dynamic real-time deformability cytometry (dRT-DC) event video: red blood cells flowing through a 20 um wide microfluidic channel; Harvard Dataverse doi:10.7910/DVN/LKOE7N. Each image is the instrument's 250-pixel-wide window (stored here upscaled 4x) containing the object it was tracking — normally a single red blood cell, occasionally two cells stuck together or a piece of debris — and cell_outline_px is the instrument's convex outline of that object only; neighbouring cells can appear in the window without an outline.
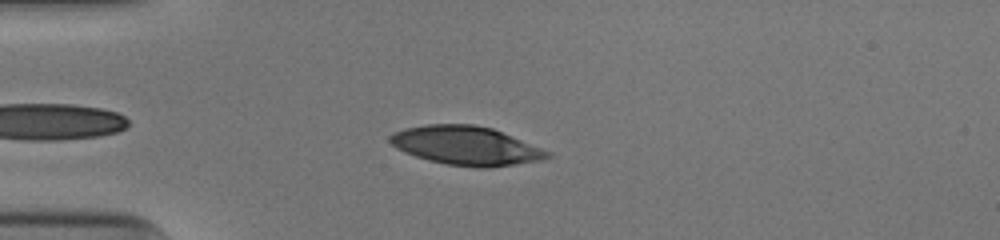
{"species": "human", "species_latin": "Homo sapiens", "temperature_condition": "cold", "stored_images_in_passage": 41, "camera_frame_rate_fps": 3000, "um_per_image_px": 0.085, "donor": {"sex": "male"}, "frame": {"image": 1, "passage_image": 7, "time_ms": 2.0, "image_size_px": [1000, 240], "cell_outline_px": [[552, 156], [544, 160], [488, 168], [476, 168], [448, 164], [428, 160], [404, 152], [396, 148], [388, 140], [388, 136], [392, 132], [404, 128], [428, 124], [472, 124], [492, 128], [552, 152]], "centroid_in_image_um": [39.62, 12.38], "position_along_channel_um": 45.4, "area_um2": 35.78}}
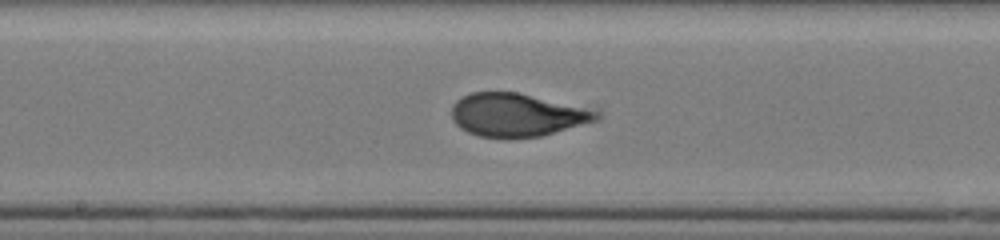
{"frame": {"image": 2, "passage_image": 21, "time_ms": 6.667, "image_size_px": [1000, 240], "cell_outline_px": [[600, 116], [596, 120], [540, 136], [508, 140], [480, 136], [468, 132], [460, 128], [452, 120], [452, 104], [456, 100], [472, 92], [516, 92], [600, 112]], "centroid_in_image_um": [43.85, 9.8], "position_along_channel_um": 204.4, "area_um2": 36.13}}
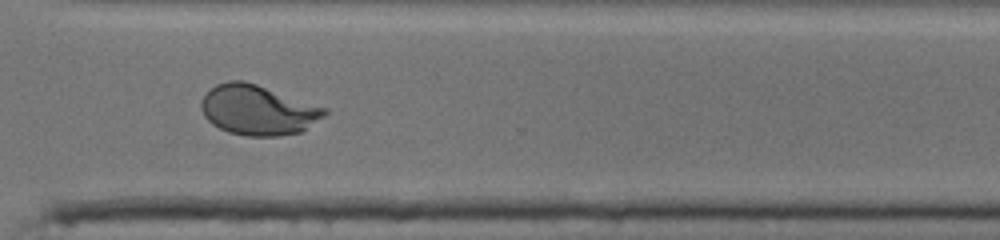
{"frame": {"image": 3, "passage_image": 32, "time_ms": 10.333, "image_size_px": [1000, 240], "cell_outline_px": [[328, 112], [324, 116], [300, 132], [280, 136], [244, 136], [228, 132], [212, 124], [204, 116], [200, 108], [200, 100], [216, 84], [228, 80], [244, 80], [328, 108]], "centroid_in_image_um": [21.9, 9.35], "position_along_channel_um": 348.7, "area_um2": 35.95}, "authors_computed_cell_mechanics": {"area_um2": 35.7782, "velocity_mm_per_s": 3.9286, "shape_relaxation_time_tau1_ms": 5.3028, "shape_relaxation_time_tau2_ms": null, "deformation_change_tau1": 0.2371, "deformation_change_tau2": null}}